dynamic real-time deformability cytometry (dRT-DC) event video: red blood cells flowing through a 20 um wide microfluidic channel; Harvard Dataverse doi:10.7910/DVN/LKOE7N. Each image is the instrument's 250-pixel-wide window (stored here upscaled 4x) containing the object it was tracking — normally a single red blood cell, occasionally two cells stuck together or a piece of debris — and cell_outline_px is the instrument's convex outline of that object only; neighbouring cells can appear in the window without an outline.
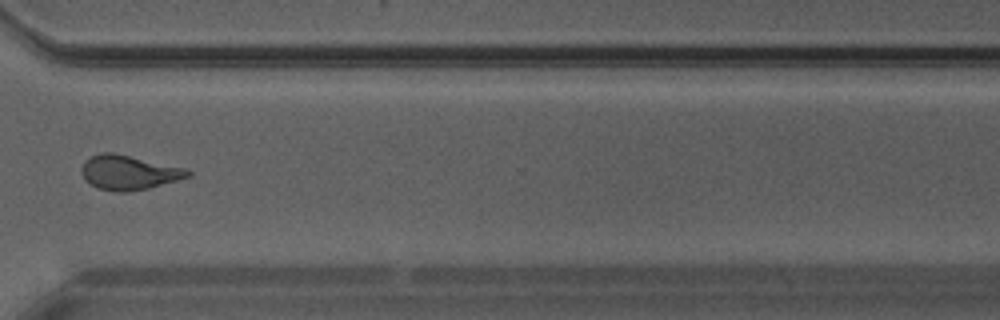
{"species": "Egyptian fruit bat (a non-hibernating species)", "species_latin": "Rousettus aegyptiacus", "temperature_condition": "warm", "stored_images_in_passage": 34, "camera_frame_rate_fps": 3000, "um_per_image_px": 0.085, "animal": {"sex": "male"}, "frame": {"image": 1, "passage_image": 25, "time_ms": 8.0, "image_size_px": [1000, 320], "cell_outline_px": [[192, 176], [148, 188], [128, 192], [116, 192], [100, 188], [84, 180], [80, 172], [80, 168], [84, 160], [100, 152], [112, 152], [188, 168], [192, 172]], "centroid_in_image_um": [10.95, 14.65], "position_along_channel_um": 359.6, "area_um2": 21.56}}